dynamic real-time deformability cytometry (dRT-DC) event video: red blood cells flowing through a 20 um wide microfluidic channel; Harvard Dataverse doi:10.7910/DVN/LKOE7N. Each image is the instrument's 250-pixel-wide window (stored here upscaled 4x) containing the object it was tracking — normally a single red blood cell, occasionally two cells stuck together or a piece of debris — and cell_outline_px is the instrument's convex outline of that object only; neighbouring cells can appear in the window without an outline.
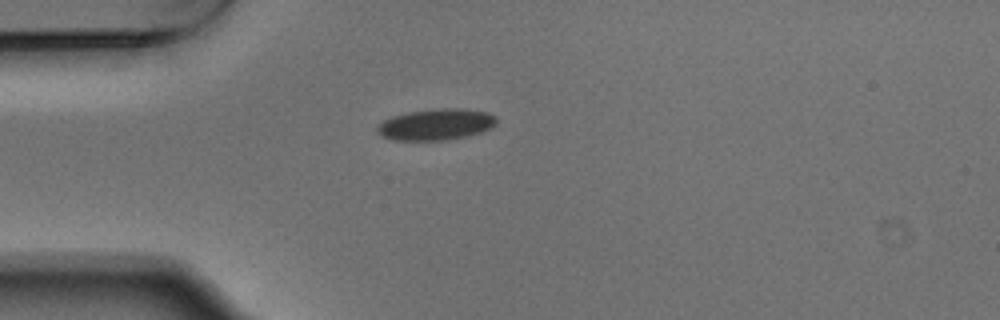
{"species": "Egyptian fruit bat (a non-hibernating species)", "species_latin": "Rousettus aegyptiacus", "temperature_condition": "warm", "stored_images_in_passage": 41, "camera_frame_rate_fps": 3000, "um_per_image_px": 0.085, "animal": {"sex": "male"}, "frame": {"image": 1, "passage_image": 1, "time_ms": 0.0, "image_size_px": [1000, 320], "cell_outline_px": [[496, 124], [480, 132], [448, 140], [392, 140], [380, 136], [376, 132], [376, 128], [384, 120], [392, 116], [412, 112], [444, 108], [460, 108], [488, 112], [496, 116]], "centroid_in_image_um": [37.04, 10.58], "position_along_channel_um": 48.0, "area_um2": 21.5}}
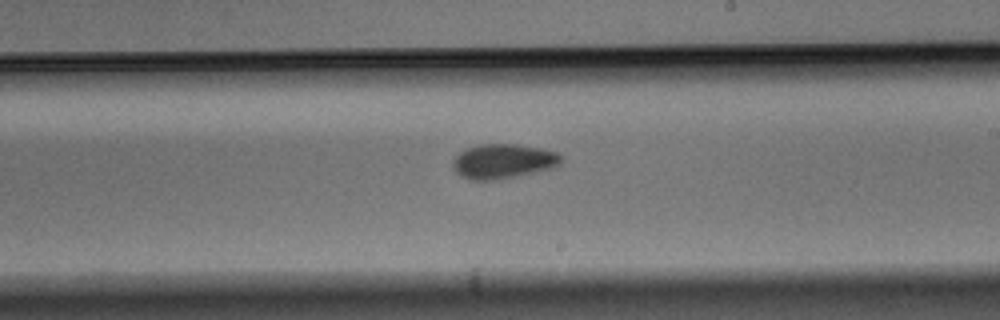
{"frame": {"image": 2, "passage_image": 18, "time_ms": 5.667, "image_size_px": [1000, 320], "cell_outline_px": [[560, 164], [552, 168], [516, 176], [492, 180], [468, 180], [456, 172], [452, 168], [452, 160], [460, 152], [468, 148], [484, 144], [516, 144], [540, 148], [556, 152], [560, 156]], "centroid_in_image_um": [42.73, 13.71], "position_along_channel_um": 246.3, "area_um2": 21.62}}
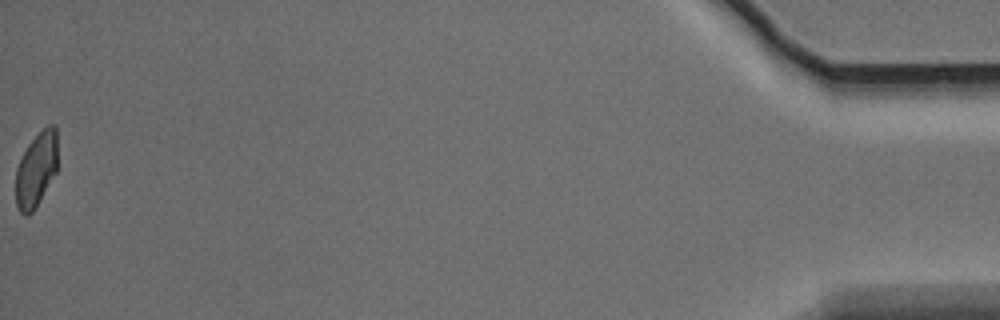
{"frame": {"image": 3, "passage_image": 41, "time_ms": 13.333, "image_size_px": [1000, 320], "cell_outline_px": [[56, 172], [32, 212], [28, 216], [24, 216], [20, 212], [16, 204], [16, 168], [28, 144], [48, 124], [52, 124], [56, 128]], "centroid_in_image_um": [3.06, 14.43], "position_along_channel_um": 432.1, "area_um2": 17.8}, "authors_computed_cell_mechanics": {"area_um2": 20.519, "velocity_mm_per_s": 3.7243, "shape_relaxation_time_tau1_ms": 3.4741, "shape_relaxation_time_tau2_ms": 10.969, "deformation_change_tau1": 0.0892, "deformation_change_tau2": 0.1301}}